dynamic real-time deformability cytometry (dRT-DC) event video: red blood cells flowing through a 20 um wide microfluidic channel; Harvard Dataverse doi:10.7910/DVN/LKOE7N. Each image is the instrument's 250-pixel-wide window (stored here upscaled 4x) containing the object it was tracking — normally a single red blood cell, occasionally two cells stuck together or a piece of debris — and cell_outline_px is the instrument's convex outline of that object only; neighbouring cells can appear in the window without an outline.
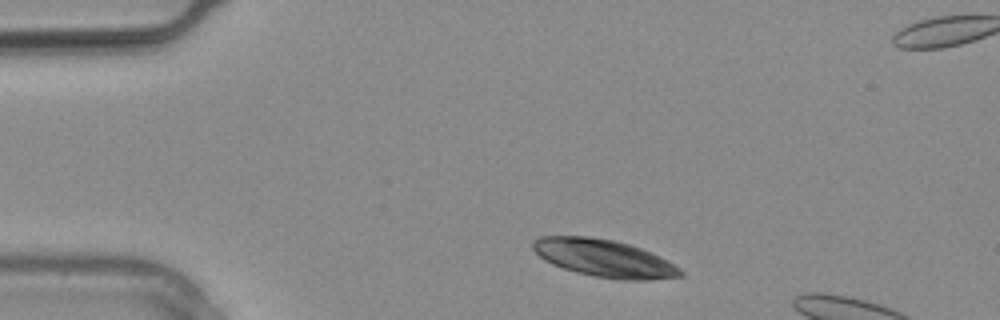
{"species": "common noctule bat (a hibernating species)", "species_latin": "Nyctalus noctula", "temperature_condition": "warm", "stored_images_in_passage": 2, "camera_frame_rate_fps": 3000, "um_per_image_px": 0.085, "animal": {"sex": "male", "body_mass_g": 20.4}, "frame": {"image": 1, "passage_image": 1, "time_ms": 0.0, "image_size_px": [1000, 320], "cell_outline_px": [[684, 276], [652, 280], [620, 280], [592, 276], [576, 272], [552, 264], [544, 260], [532, 248], [532, 240], [540, 236], [588, 236], [616, 240], [640, 248], [668, 260], [680, 268], [684, 272]], "centroid_in_image_um": [51.36, 21.95], "position_along_channel_um": 33.6, "area_um2": 32.43}}